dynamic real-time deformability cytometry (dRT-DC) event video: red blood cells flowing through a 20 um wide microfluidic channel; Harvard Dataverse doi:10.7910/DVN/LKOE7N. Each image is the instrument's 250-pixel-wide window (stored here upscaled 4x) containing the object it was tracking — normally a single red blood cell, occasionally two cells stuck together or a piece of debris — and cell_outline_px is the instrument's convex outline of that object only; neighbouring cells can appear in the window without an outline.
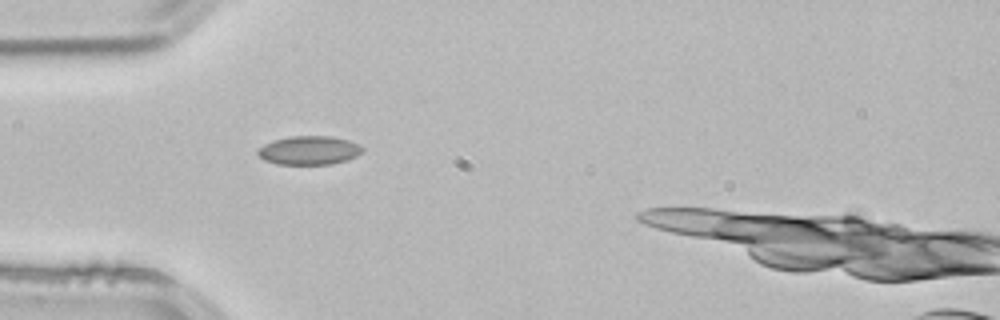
{"species": "common noctule bat (a hibernating species)", "species_latin": "Nyctalus noctula", "temperature_condition": "room temperature", "stored_images_in_passage": 1, "camera_frame_rate_fps": 3000, "um_per_image_px": 0.085, "animal": {"sex": "male", "body_mass_g": 21.5, "forearm_length_mm": 52.0}, "frame": {"image": 1, "passage_image": 1, "time_ms": 0.0, "image_size_px": [1000, 320], "cell_outline_px": [[364, 148], [356, 156], [348, 160], [332, 164], [276, 164], [264, 160], [256, 152], [264, 144], [272, 140], [292, 136], [332, 136], [348, 140]], "centroid_in_image_um": [26.26, 12.78], "position_along_channel_um": 58.7, "area_um2": 17.46}}